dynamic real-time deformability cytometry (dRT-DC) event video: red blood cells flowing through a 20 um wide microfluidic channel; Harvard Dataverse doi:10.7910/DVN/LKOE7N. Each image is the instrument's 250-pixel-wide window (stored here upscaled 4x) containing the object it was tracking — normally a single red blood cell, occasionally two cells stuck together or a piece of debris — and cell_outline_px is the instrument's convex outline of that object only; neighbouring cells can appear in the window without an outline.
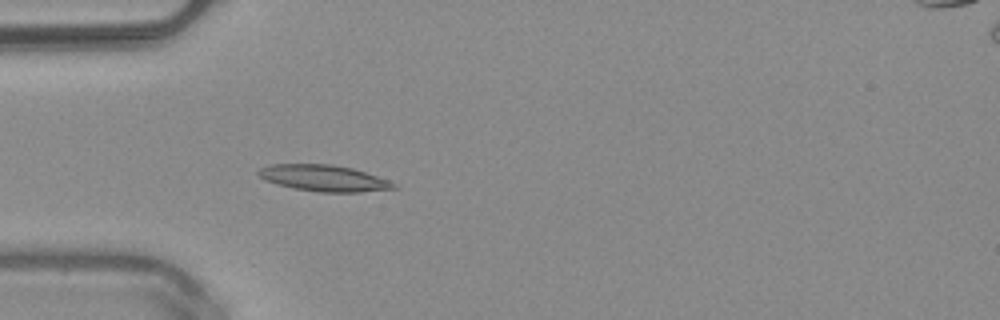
{"species": "common noctule bat (a hibernating species)", "species_latin": "Nyctalus noctula", "temperature_condition": "warm", "stored_images_in_passage": 47, "camera_frame_rate_fps": 3000, "um_per_image_px": 0.085, "animal": {"sex": "male", "body_mass_g": 20.4}, "frame": {"image": 1, "passage_image": 12, "time_ms": 3.667, "image_size_px": [1000, 320], "cell_outline_px": [[396, 188], [360, 192], [320, 192], [296, 188], [276, 184], [264, 180], [256, 172], [260, 168], [272, 164], [332, 164], [352, 168], [388, 180], [396, 184]], "centroid_in_image_um": [27.49, 15.13], "position_along_channel_um": 57.5, "area_um2": 20.52}}
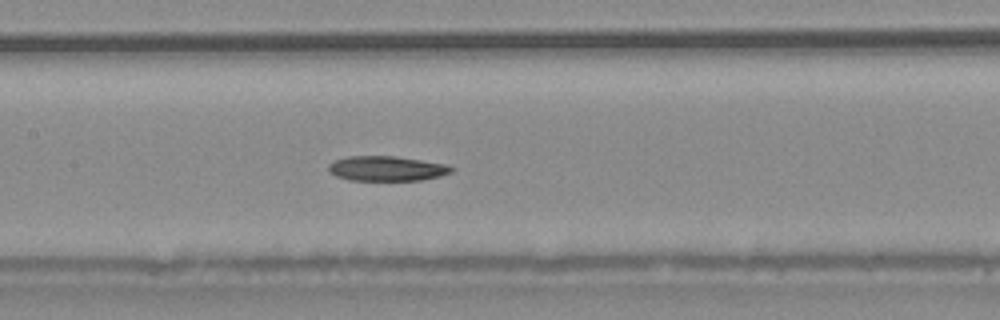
{"frame": {"image": 2, "passage_image": 21, "time_ms": 6.667, "image_size_px": [1000, 320], "cell_outline_px": [[456, 168], [452, 172], [440, 176], [420, 180], [348, 180], [336, 176], [328, 172], [328, 164], [332, 160], [348, 156], [396, 156], [444, 164]], "centroid_in_image_um": [32.82, 14.32], "position_along_channel_um": 174.6, "area_um2": 17.92}}
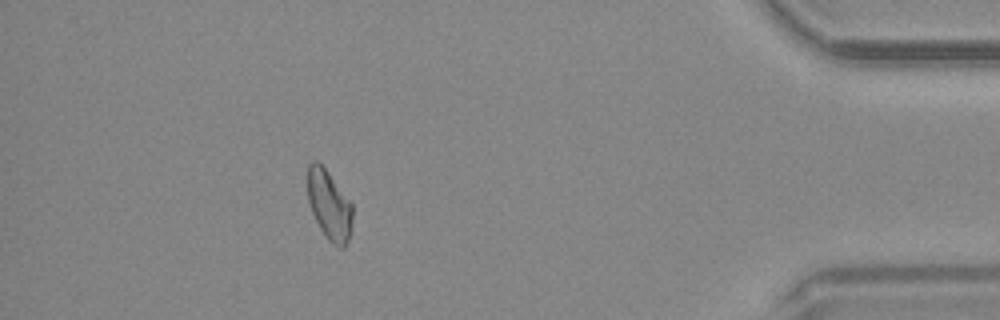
{"frame": {"image": 3, "passage_image": 42, "time_ms": 13.667, "image_size_px": [1000, 320], "cell_outline_px": [[352, 232], [344, 248], [340, 248], [332, 244], [328, 240], [320, 228], [312, 212], [308, 200], [308, 164], [312, 160], [316, 160], [328, 172], [352, 204]], "centroid_in_image_um": [27.99, 17.46], "position_along_channel_um": 407.2, "area_um2": 18.15}}